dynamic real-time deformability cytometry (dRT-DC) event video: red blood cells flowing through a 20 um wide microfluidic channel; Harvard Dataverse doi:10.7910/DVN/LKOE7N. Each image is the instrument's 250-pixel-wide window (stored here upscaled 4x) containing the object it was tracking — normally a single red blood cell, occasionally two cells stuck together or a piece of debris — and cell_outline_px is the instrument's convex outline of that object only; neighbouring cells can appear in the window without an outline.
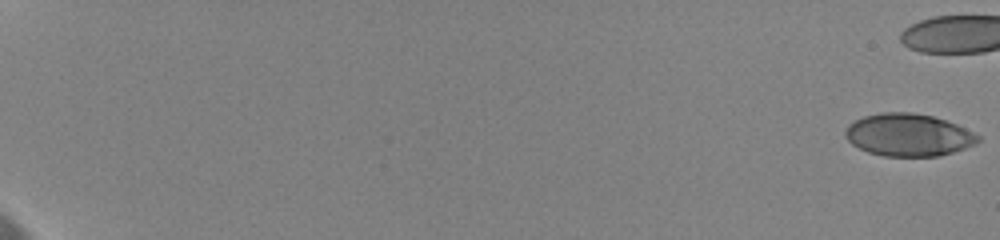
{"species": "human", "species_latin": "Homo sapiens", "temperature_condition": "cold", "stored_images_in_passage": 71, "camera_frame_rate_fps": 3000, "um_per_image_px": 0.085, "donor": {"sex": "female"}, "frame": {"image": 1, "passage_image": 1, "time_ms": 0.0, "image_size_px": [1000, 240], "cell_outline_px": [[980, 140], [976, 144], [952, 152], [936, 156], [884, 156], [868, 152], [852, 144], [844, 136], [844, 132], [848, 124], [864, 116], [880, 112], [912, 112], [932, 116], [956, 124], [980, 136]], "centroid_in_image_um": [77.19, 11.46], "position_along_channel_um": 7.8, "area_um2": 32.71}}
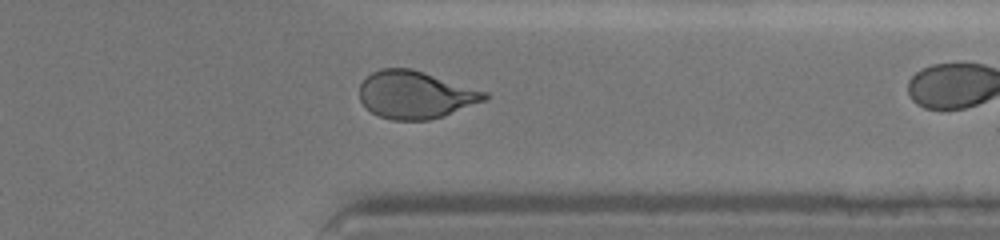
{"frame": {"image": 2, "passage_image": 70, "time_ms": 16.667, "image_size_px": [1000, 240], "cell_outline_px": [[488, 100], [444, 116], [428, 120], [392, 120], [380, 116], [372, 112], [360, 100], [360, 84], [372, 72], [380, 68], [412, 68], [488, 92]], "centroid_in_image_um": [35.34, 8.05], "position_along_channel_um": 376.1, "area_um2": 34.74}}